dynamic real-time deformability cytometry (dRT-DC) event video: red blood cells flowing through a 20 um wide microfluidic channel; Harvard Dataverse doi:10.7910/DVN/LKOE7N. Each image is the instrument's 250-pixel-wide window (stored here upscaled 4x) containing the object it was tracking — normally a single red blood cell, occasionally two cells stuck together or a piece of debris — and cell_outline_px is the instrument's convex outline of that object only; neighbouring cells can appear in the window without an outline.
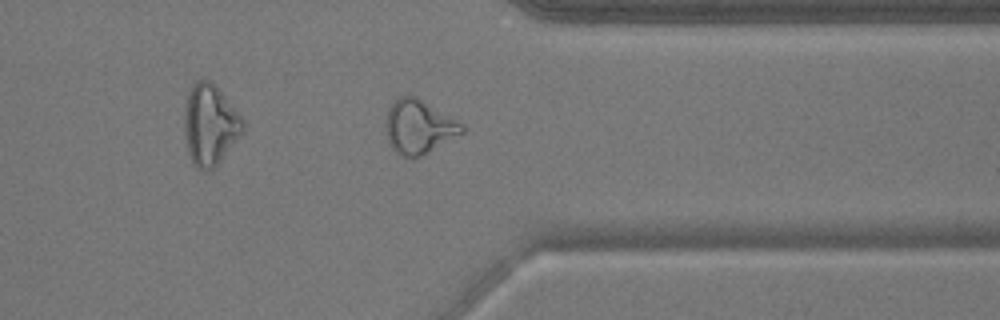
{"species": "common noctule bat (a hibernating species)", "species_latin": "Nyctalus noctula", "temperature_condition": "warm", "stored_images_in_passage": 39, "camera_frame_rate_fps": 3000, "um_per_image_px": 0.085, "animal": {"sex": "male", "body_mass_g": 17.9}, "frame": {"image": 1, "passage_image": 28, "time_ms": 9.0, "image_size_px": [1000, 320], "cell_outline_px": [[464, 132], [428, 152], [420, 156], [404, 156], [396, 152], [392, 148], [388, 140], [388, 108], [400, 96], [416, 96], [464, 124]], "centroid_in_image_um": [35.64, 10.76], "position_along_channel_um": 375.8, "area_um2": 23.18}}